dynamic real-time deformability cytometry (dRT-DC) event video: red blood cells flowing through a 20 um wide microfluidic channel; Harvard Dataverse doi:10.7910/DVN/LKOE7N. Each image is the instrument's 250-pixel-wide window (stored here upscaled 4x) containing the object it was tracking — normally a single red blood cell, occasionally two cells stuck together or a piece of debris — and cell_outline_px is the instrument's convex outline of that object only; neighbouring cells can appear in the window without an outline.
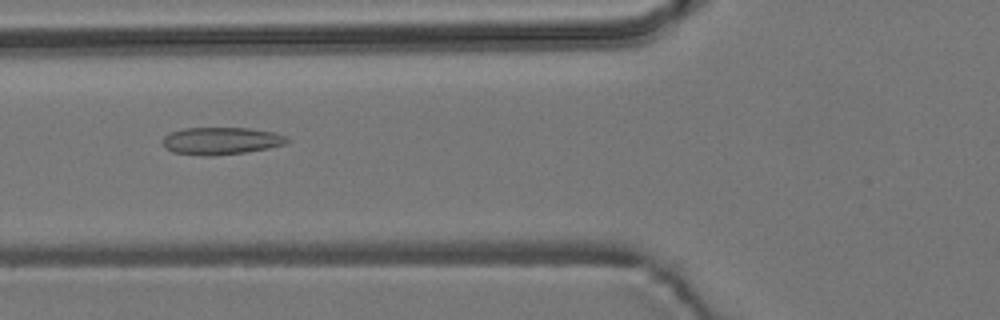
{"species": "common noctule bat (a hibernating species)", "species_latin": "Nyctalus noctula", "temperature_condition": "room temperature", "stored_images_in_passage": 6, "camera_frame_rate_fps": 3000, "um_per_image_px": 0.085, "animal": {"sex": "male", "body_mass_g": 19.2, "forearm_length_mm": 51.8}, "frame": {"image": 1, "passage_image": 4, "time_ms": 1.0, "image_size_px": [1000, 320], "cell_outline_px": [[292, 140], [288, 144], [268, 148], [244, 152], [212, 156], [204, 156], [172, 152], [164, 148], [160, 140], [164, 136], [172, 132], [184, 128], [248, 128], [276, 132]], "centroid_in_image_um": [18.79, 11.97], "position_along_channel_um": 107.0, "area_um2": 20.06}}
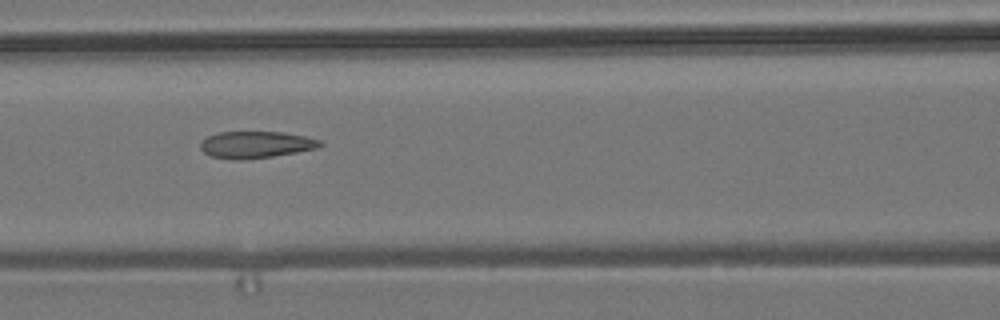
{"frame": {"image": 2, "passage_image": 5, "time_ms": 1.333, "image_size_px": [1000, 320], "cell_outline_px": [[324, 144], [316, 148], [296, 152], [272, 156], [240, 160], [236, 160], [212, 156], [204, 152], [200, 148], [200, 144], [208, 136], [220, 132], [280, 132], [304, 136], [320, 140]], "centroid_in_image_um": [21.75, 12.29], "position_along_channel_um": 144.9, "area_um2": 18.38}}
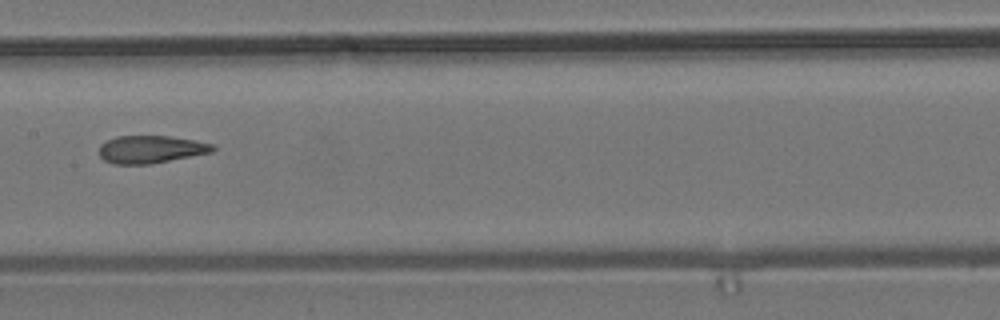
{"frame": {"image": 3, "passage_image": 6, "time_ms": 1.667, "image_size_px": [1000, 320], "cell_outline_px": [[216, 148], [212, 152], [152, 164], [112, 164], [104, 160], [100, 156], [100, 144], [116, 136], [168, 136], [196, 140], [216, 144]], "centroid_in_image_um": [12.85, 12.69], "position_along_channel_um": 194.5, "area_um2": 18.44}}